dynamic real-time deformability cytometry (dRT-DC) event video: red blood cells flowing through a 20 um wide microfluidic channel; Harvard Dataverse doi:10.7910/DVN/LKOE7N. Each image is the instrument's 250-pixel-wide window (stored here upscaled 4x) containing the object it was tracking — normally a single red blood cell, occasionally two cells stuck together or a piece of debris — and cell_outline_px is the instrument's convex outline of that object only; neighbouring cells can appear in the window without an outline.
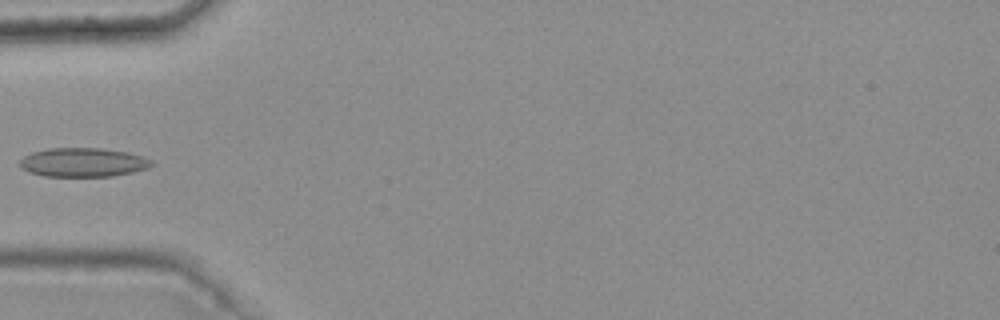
{"species": "common noctule bat (a hibernating species)", "species_latin": "Nyctalus noctula", "temperature_condition": "warm", "stored_images_in_passage": 4, "camera_frame_rate_fps": 3000, "um_per_image_px": 0.085, "animal": {"sex": "female", "body_mass_g": 25.1}, "frame": {"image": 1, "passage_image": 4, "time_ms": 1.0, "image_size_px": [1000, 320], "cell_outline_px": [[156, 164], [148, 168], [132, 172], [112, 176], [44, 176], [28, 172], [20, 164], [20, 160], [24, 156], [32, 152], [48, 148], [100, 148], [128, 152], [144, 156], [152, 160]], "centroid_in_image_um": [7.11, 13.79], "position_along_channel_um": 77.9, "area_um2": 22.31}}